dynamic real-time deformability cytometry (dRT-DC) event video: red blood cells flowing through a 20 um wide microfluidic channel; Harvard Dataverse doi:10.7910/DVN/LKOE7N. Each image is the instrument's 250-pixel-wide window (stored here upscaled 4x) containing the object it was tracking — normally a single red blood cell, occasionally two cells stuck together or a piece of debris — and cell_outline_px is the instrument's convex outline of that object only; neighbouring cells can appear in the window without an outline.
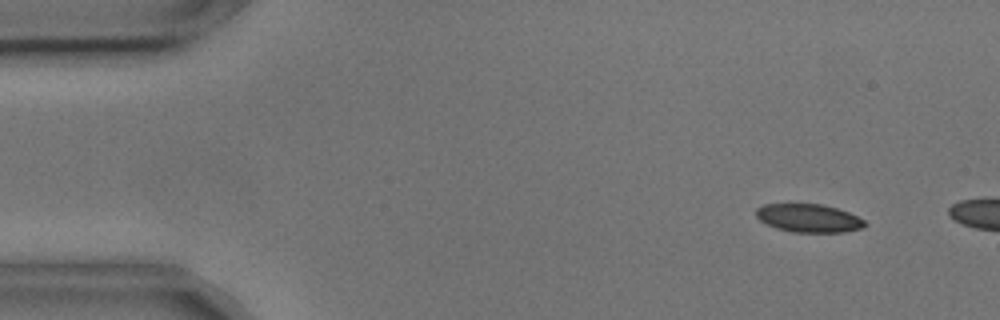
{"species": "common noctule bat (a hibernating species)", "species_latin": "Nyctalus noctula", "temperature_condition": "cold", "stored_images_in_passage": 3, "camera_frame_rate_fps": 3000, "um_per_image_px": 0.085, "animal": {"sex": "male", "body_mass_g": 17.9, "forearm_length_mm": 54.2}, "frame": {"image": 1, "passage_image": 2, "time_ms": 0.333, "image_size_px": [1000, 320], "cell_outline_px": [[868, 224], [864, 228], [844, 232], [796, 232], [776, 228], [760, 220], [756, 216], [756, 208], [764, 204], [824, 204], [848, 212], [864, 220]], "centroid_in_image_um": [68.76, 18.54], "position_along_channel_um": 16.2, "area_um2": 17.86}}